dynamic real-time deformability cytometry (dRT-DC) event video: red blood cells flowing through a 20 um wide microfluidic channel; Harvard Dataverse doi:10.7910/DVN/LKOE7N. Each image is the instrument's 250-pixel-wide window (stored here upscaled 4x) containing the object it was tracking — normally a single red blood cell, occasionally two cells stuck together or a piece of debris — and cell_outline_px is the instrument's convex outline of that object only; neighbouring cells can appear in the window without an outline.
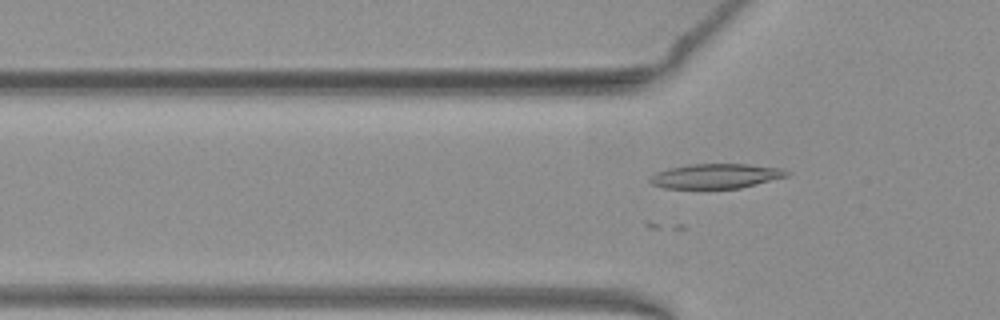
{"species": "common noctule bat (a hibernating species)", "species_latin": "Nyctalus noctula", "temperature_condition": "warm", "stored_images_in_passage": 55, "camera_frame_rate_fps": 3000, "um_per_image_px": 0.085, "animal": {"sex": "female", "body_mass_g": 19.3, "forearm_length_mm": 54.1}, "frame": {"image": 1, "passage_image": 17, "time_ms": 5.333, "image_size_px": [1000, 320], "cell_outline_px": [[792, 172], [788, 176], [740, 188], [664, 188], [652, 184], [648, 180], [656, 172], [668, 168], [688, 164], [748, 164], [780, 168]], "centroid_in_image_um": [60.86, 14.96], "position_along_channel_um": 64.9, "area_um2": 19.65}}
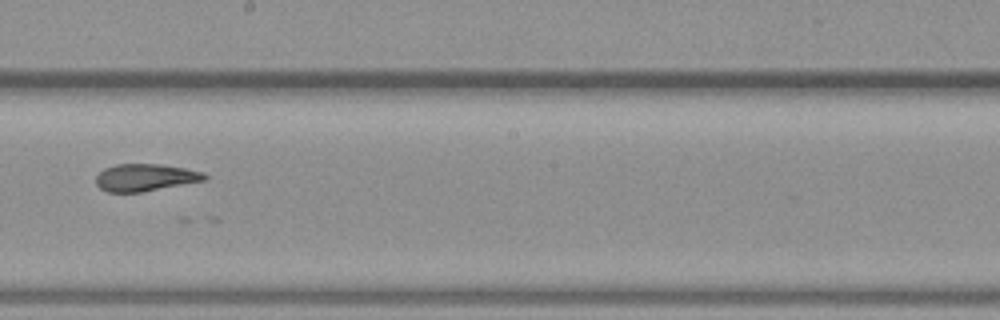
{"frame": {"image": 2, "passage_image": 30, "time_ms": 9.667, "image_size_px": [1000, 320], "cell_outline_px": [[208, 180], [140, 192], [108, 192], [100, 188], [96, 184], [96, 176], [104, 168], [116, 164], [160, 164], [184, 168], [204, 172], [208, 176]], "centroid_in_image_um": [12.37, 15.08], "position_along_channel_um": 235.8, "area_um2": 17.28}}
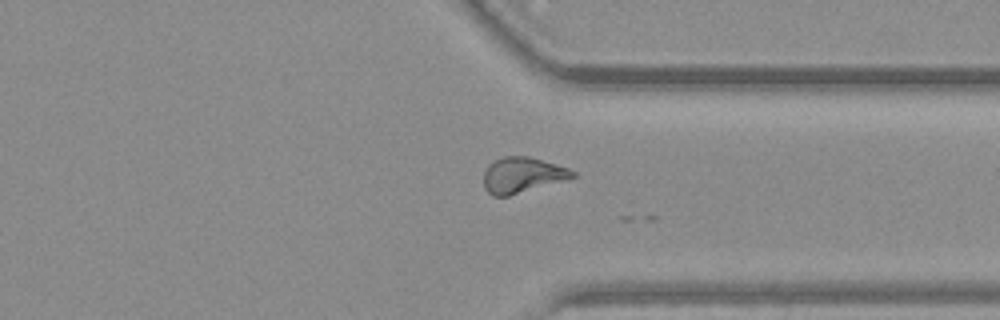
{"frame": {"image": 3, "passage_image": 40, "time_ms": 13.0, "image_size_px": [1000, 320], "cell_outline_px": [[576, 176], [568, 180], [508, 196], [492, 196], [484, 188], [484, 172], [488, 164], [504, 156], [528, 156], [556, 164], [568, 168], [576, 172]], "centroid_in_image_um": [44.41, 14.89], "position_along_channel_um": 367.0, "area_um2": 18.55}}